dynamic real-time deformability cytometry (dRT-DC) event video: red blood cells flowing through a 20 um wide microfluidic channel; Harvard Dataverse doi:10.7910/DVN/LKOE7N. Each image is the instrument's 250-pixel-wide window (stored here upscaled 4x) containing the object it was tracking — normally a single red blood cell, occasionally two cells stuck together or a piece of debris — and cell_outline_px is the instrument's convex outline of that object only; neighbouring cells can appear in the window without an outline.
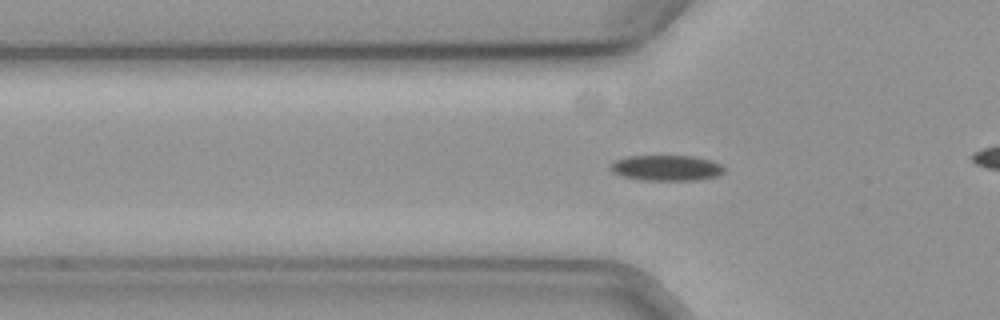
{"species": "common noctule bat (a hibernating species)", "species_latin": "Nyctalus noctula", "temperature_condition": "cold", "stored_images_in_passage": 47, "camera_frame_rate_fps": 3000, "um_per_image_px": 0.085, "animal": {"sex": "female", "body_mass_g": 19.3, "forearm_length_mm": 54.1}, "frame": {"image": 1, "passage_image": 19, "time_ms": 6.0, "image_size_px": [1000, 320], "cell_outline_px": [[724, 172], [716, 176], [700, 180], [640, 180], [624, 176], [612, 172], [608, 168], [608, 164], [616, 160], [628, 156], [692, 156], [712, 160], [720, 164], [724, 168]], "centroid_in_image_um": [56.62, 14.27], "position_along_channel_um": 69.2, "area_um2": 17.05}}
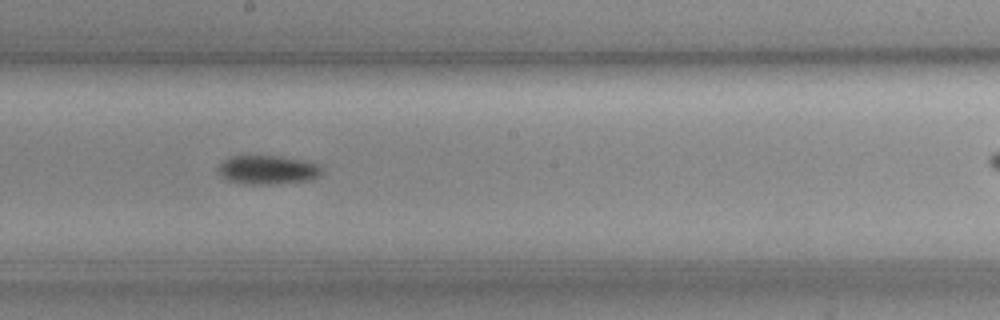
{"frame": {"image": 2, "passage_image": 32, "time_ms": 10.333, "image_size_px": [1000, 320], "cell_outline_px": [[320, 176], [312, 180], [272, 184], [240, 184], [228, 180], [220, 172], [220, 164], [228, 156], [280, 156], [304, 160], [320, 164]], "centroid_in_image_um": [22.79, 14.43], "position_along_channel_um": 225.4, "area_um2": 17.4}}
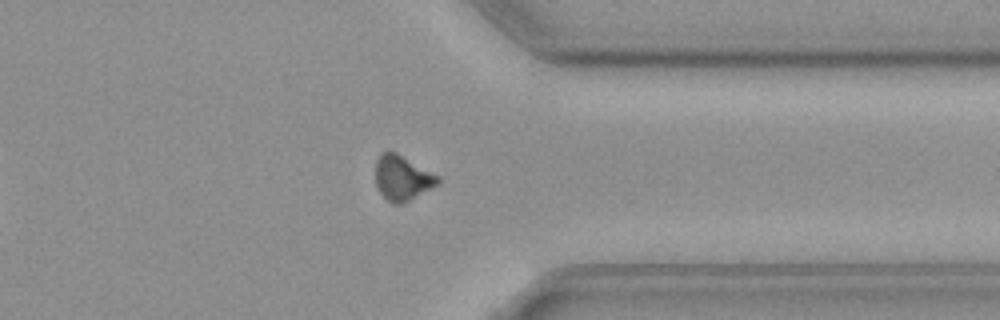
{"frame": {"image": 3, "passage_image": 45, "time_ms": 14.667, "image_size_px": [1000, 320], "cell_outline_px": [[440, 180], [436, 184], [408, 200], [400, 204], [392, 204], [380, 192], [376, 184], [376, 160], [380, 152], [396, 152], [440, 176]], "centroid_in_image_um": [34.17, 15.09], "position_along_channel_um": 377.2, "area_um2": 15.95}}